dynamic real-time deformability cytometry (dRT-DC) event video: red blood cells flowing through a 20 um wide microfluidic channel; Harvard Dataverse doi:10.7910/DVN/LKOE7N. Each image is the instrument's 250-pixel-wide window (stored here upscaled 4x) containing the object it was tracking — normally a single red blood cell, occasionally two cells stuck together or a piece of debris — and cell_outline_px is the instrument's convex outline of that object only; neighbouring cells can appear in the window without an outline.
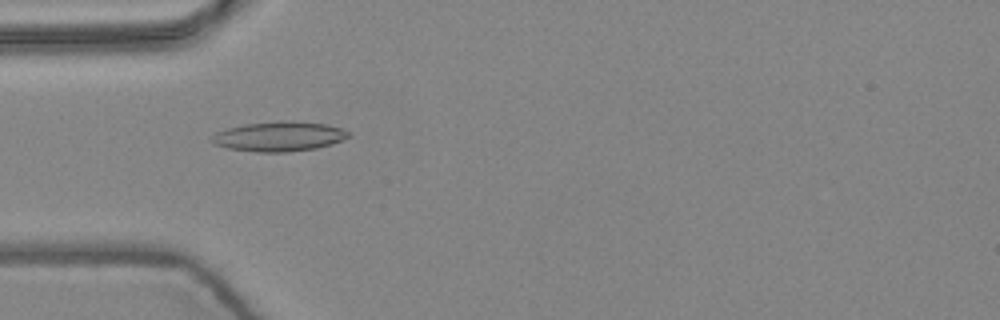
{"species": "common noctule bat (a hibernating species)", "species_latin": "Nyctalus noctula", "temperature_condition": "warm", "stored_images_in_passage": 5, "camera_frame_rate_fps": 3000, "um_per_image_px": 0.085, "animal": {"sex": "female", "body_mass_g": 24.6, "forearm_length_mm": 56.2}, "frame": {"image": 1, "passage_image": 5, "time_ms": 1.333, "image_size_px": [1000, 320], "cell_outline_px": [[352, 132], [348, 136], [332, 144], [316, 148], [288, 152], [256, 152], [228, 148], [212, 144], [208, 140], [216, 132], [228, 128], [244, 124], [280, 120], [288, 120], [324, 124], [340, 128]], "centroid_in_image_um": [23.67, 11.59], "position_along_channel_um": 61.3, "area_um2": 23.81}}